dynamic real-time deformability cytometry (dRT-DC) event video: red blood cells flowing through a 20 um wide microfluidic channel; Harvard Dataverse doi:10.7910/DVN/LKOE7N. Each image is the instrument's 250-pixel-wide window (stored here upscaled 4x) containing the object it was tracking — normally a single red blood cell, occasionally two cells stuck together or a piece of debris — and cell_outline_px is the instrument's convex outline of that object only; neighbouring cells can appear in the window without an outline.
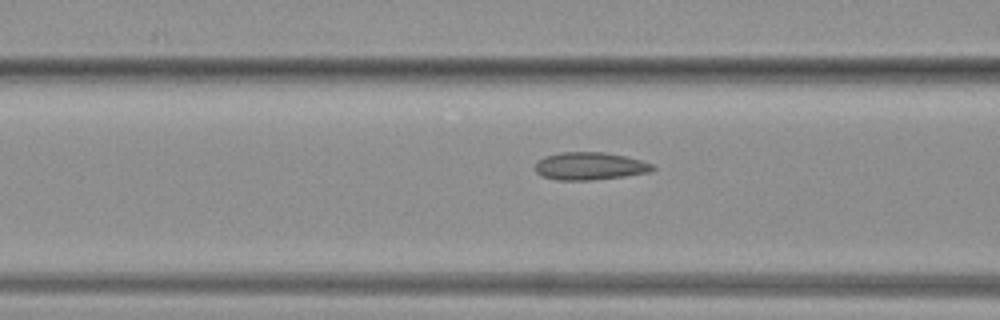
{"species": "common noctule bat (a hibernating species)", "species_latin": "Nyctalus noctula", "temperature_condition": "warm", "stored_images_in_passage": 13, "camera_frame_rate_fps": 3000, "um_per_image_px": 0.085, "animal": {"sex": "female", "body_mass_g": 19.3, "forearm_length_mm": 54.1}, "frame": {"image": 1, "passage_image": 11, "time_ms": 3.333, "image_size_px": [1000, 320], "cell_outline_px": [[656, 168], [648, 172], [624, 176], [592, 180], [556, 180], [540, 176], [536, 172], [536, 164], [544, 156], [560, 152], [604, 152], [624, 156], [640, 160], [652, 164]], "centroid_in_image_um": [50.1, 14.12], "position_along_channel_um": 116.5, "area_um2": 18.84}}